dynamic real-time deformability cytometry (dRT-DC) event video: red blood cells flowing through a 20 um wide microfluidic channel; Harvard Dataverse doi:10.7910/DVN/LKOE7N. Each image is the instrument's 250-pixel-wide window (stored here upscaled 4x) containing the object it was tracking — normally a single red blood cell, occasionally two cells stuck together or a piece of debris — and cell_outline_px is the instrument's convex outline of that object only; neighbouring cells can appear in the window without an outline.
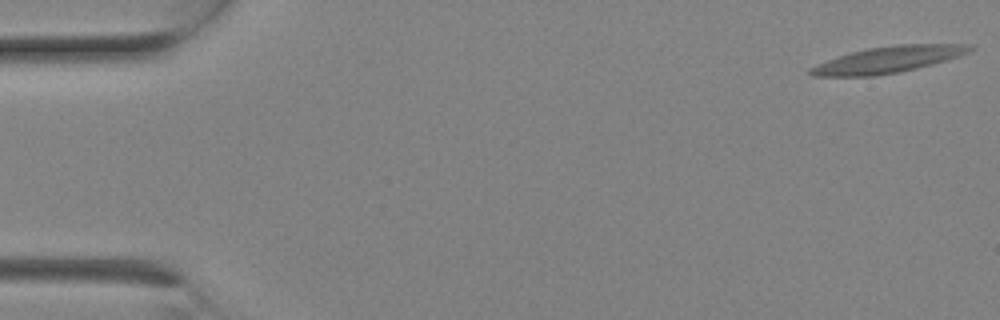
{"species": "Egyptian fruit bat (a non-hibernating species)", "species_latin": "Rousettus aegyptiacus", "temperature_condition": "room temperature", "stored_images_in_passage": 7, "camera_frame_rate_fps": 3000, "um_per_image_px": 0.085, "animal": {"sex": "female"}, "frame": {"image": 1, "passage_image": 1, "time_ms": 0.0, "image_size_px": [1000, 320], "cell_outline_px": [[976, 48], [960, 56], [932, 64], [900, 72], [876, 76], [812, 76], [808, 72], [808, 68], [828, 60], [852, 52], [868, 48], [900, 44], [972, 44]], "centroid_in_image_um": [75.53, 5.07], "position_along_channel_um": 9.5, "area_um2": 24.39}}
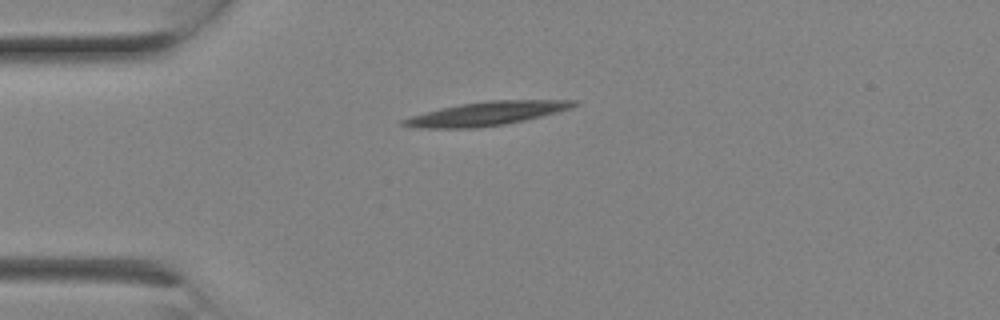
{"frame": {"image": 2, "passage_image": 6, "time_ms": 1.667, "image_size_px": [1000, 320], "cell_outline_px": [[580, 104], [572, 108], [524, 120], [504, 124], [476, 128], [416, 128], [400, 124], [400, 120], [412, 116], [440, 108], [460, 104], [488, 100], [576, 100]], "centroid_in_image_um": [41.35, 9.65], "position_along_channel_um": 43.6, "area_um2": 23.47}}